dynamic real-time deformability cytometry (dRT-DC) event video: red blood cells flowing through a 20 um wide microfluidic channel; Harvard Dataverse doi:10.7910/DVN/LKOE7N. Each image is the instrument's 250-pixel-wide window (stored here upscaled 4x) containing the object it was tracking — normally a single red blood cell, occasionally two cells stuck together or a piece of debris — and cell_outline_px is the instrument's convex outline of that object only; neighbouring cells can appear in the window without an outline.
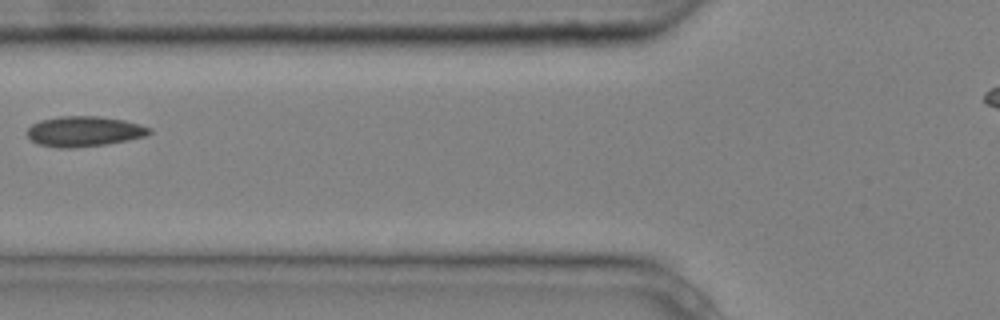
{"species": "common noctule bat (a hibernating species)", "species_latin": "Nyctalus noctula", "temperature_condition": "cold", "stored_images_in_passage": 3, "camera_frame_rate_fps": 3000, "um_per_image_px": 0.085, "animal": {"sex": "male", "body_mass_g": 20.4}, "frame": {"image": 1, "passage_image": 2, "time_ms": 0.333, "image_size_px": [1000, 320], "cell_outline_px": [[152, 132], [144, 136], [128, 140], [104, 144], [76, 148], [56, 148], [36, 144], [28, 136], [28, 128], [32, 124], [40, 120], [60, 116], [96, 116], [124, 120], [140, 124], [152, 128]], "centroid_in_image_um": [7.14, 11.17], "position_along_channel_um": 118.7, "area_um2": 21.62}}